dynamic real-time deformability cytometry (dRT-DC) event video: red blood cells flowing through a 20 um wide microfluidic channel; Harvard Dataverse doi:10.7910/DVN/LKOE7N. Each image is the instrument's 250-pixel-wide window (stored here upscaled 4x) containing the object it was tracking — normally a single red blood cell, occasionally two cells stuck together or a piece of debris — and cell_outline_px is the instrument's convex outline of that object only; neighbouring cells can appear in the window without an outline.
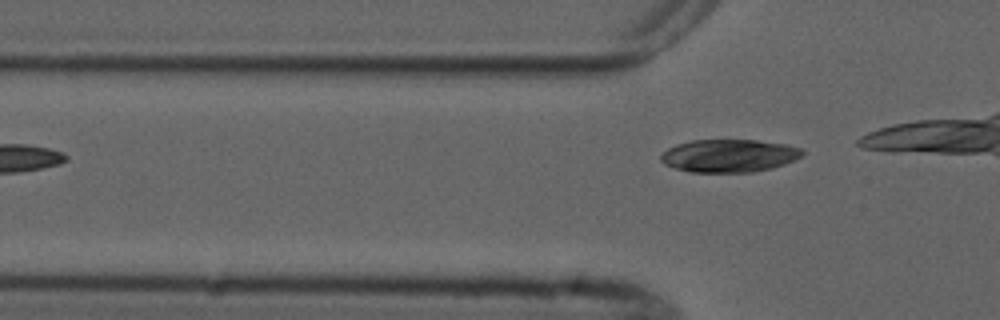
{"species": "common noctule bat (a hibernating species)", "species_latin": "Nyctalus noctula", "temperature_condition": "cold", "stored_images_in_passage": 3, "camera_frame_rate_fps": 3000, "um_per_image_px": 0.085, "animal": {"sex": "male", "forearm_length_mm": 52.5}, "frame": {"image": 1, "passage_image": 3, "time_ms": 3.333, "image_size_px": [1000, 320], "cell_outline_px": [[804, 152], [800, 156], [784, 164], [772, 168], [752, 172], [688, 172], [664, 164], [660, 160], [660, 156], [668, 148], [676, 144], [692, 140], [756, 140], [784, 144], [800, 148]], "centroid_in_image_um": [61.93, 13.24], "position_along_channel_um": 63.9, "area_um2": 26.93}}